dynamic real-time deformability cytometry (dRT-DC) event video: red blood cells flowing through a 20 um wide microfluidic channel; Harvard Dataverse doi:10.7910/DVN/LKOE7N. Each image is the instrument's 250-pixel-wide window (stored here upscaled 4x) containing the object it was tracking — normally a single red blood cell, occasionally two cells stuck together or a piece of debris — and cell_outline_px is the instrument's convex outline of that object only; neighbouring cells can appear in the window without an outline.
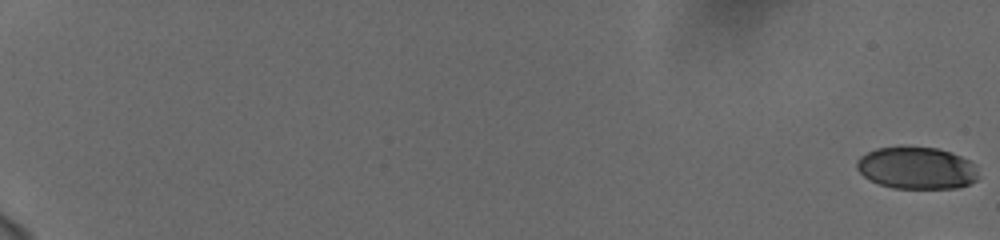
{"species": "human", "species_latin": "Homo sapiens", "temperature_condition": "cold", "stored_images_in_passage": 16, "camera_frame_rate_fps": 3000, "um_per_image_px": 0.085, "donor": {"sex": "female"}, "frame": {"image": 1, "passage_image": 1, "time_ms": 0.0, "image_size_px": [1000, 240], "cell_outline_px": [[976, 180], [968, 184], [956, 188], [892, 188], [880, 184], [864, 176], [856, 168], [856, 160], [860, 156], [876, 148], [900, 144], [936, 148], [952, 152], [976, 164]], "centroid_in_image_um": [77.88, 14.24], "position_along_channel_um": 7.1, "area_um2": 30.29}}